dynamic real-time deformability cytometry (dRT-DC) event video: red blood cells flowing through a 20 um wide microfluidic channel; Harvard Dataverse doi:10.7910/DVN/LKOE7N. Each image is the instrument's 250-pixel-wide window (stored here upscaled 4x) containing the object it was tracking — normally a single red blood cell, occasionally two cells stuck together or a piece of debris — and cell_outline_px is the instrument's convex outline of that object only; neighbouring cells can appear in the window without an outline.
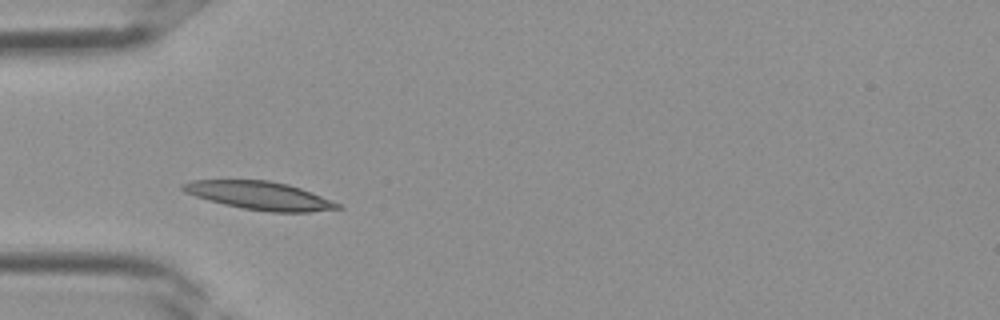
{"species": "Egyptian fruit bat (a non-hibernating species)", "species_latin": "Rousettus aegyptiacus", "temperature_condition": "room temperature", "stored_images_in_passage": 26, "camera_frame_rate_fps": 3000, "um_per_image_px": 0.085, "frame": {"image": 1, "passage_image": 1, "time_ms": 0.0, "image_size_px": [1000, 320], "cell_outline_px": [[344, 208], [308, 212], [272, 212], [244, 208], [224, 204], [208, 200], [184, 192], [180, 188], [180, 184], [192, 180], [268, 180], [288, 184], [312, 192], [340, 204]], "centroid_in_image_um": [22.06, 16.62], "position_along_channel_um": 62.9, "area_um2": 25.32}}
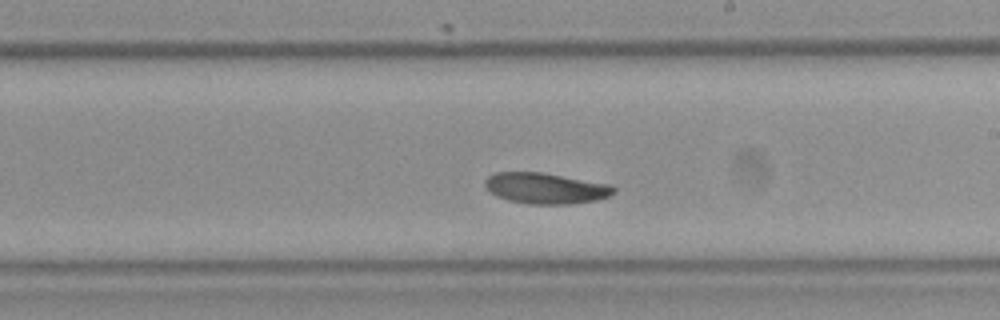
{"frame": {"image": 2, "passage_image": 11, "time_ms": 3.333, "image_size_px": [1000, 320], "cell_outline_px": [[616, 192], [608, 196], [596, 200], [568, 204], [528, 204], [508, 200], [496, 196], [484, 184], [484, 180], [488, 176], [496, 172], [544, 172], [612, 184], [616, 188]], "centroid_in_image_um": [46.41, 15.99], "position_along_channel_um": 242.6, "area_um2": 23.35}}
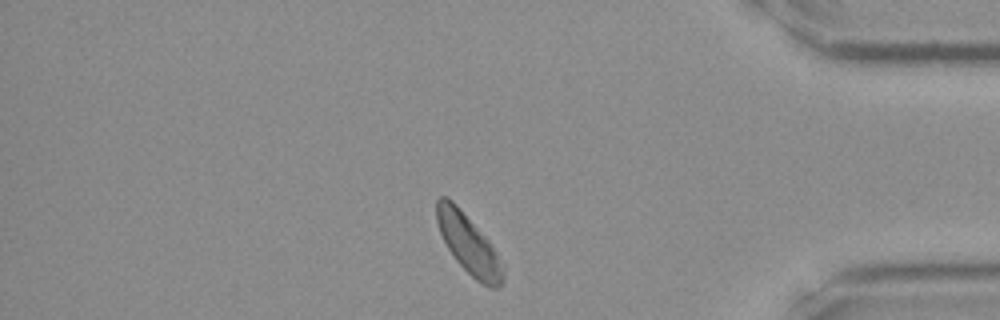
{"frame": {"image": 3, "passage_image": 21, "time_ms": 6.667, "image_size_px": [1000, 320], "cell_outline_px": [[504, 280], [500, 288], [488, 288], [476, 280], [456, 260], [448, 248], [440, 232], [436, 220], [436, 200], [440, 196], [444, 196], [452, 200], [456, 204], [492, 244], [504, 272]], "centroid_in_image_um": [39.83, 20.76], "position_along_channel_um": 395.4, "area_um2": 22.6}}